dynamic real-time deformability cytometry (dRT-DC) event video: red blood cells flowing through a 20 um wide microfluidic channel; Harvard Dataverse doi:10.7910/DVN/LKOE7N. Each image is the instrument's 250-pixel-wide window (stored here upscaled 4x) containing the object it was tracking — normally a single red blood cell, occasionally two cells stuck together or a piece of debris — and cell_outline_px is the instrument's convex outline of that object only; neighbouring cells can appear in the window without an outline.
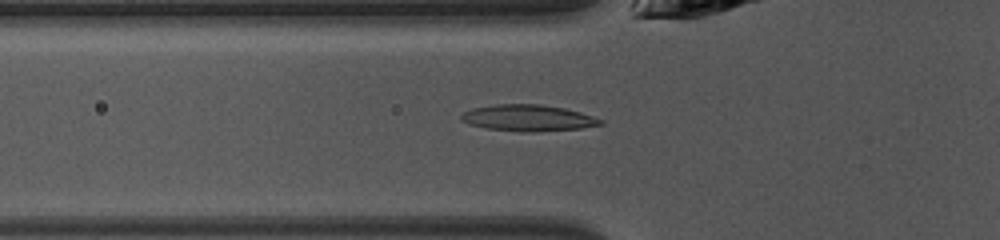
{"species": "common noctule bat (a hibernating species)", "species_latin": "Nyctalus noctula", "temperature_condition": "warm", "stored_images_in_passage": 48, "camera_frame_rate_fps": 3000, "um_per_image_px": 0.085, "animal": {"sex": "female", "body_mass_g": 10.0, "forearm_length_mm": 53.1}, "frame": {"image": 1, "passage_image": 16, "time_ms": 5.0, "image_size_px": [1000, 240], "cell_outline_px": [[604, 124], [580, 128], [536, 132], [520, 132], [488, 128], [468, 124], [460, 120], [460, 116], [464, 112], [472, 108], [496, 104], [540, 104], [564, 108], [580, 112], [604, 120]], "centroid_in_image_um": [44.88, 10.03], "position_along_channel_um": 80.9, "area_um2": 21.44}}
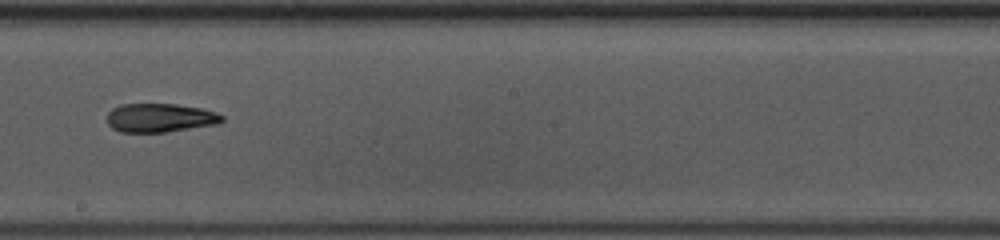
{"frame": {"image": 2, "passage_image": 27, "time_ms": 8.667, "image_size_px": [1000, 240], "cell_outline_px": [[224, 120], [216, 124], [168, 132], [120, 132], [112, 128], [108, 124], [108, 112], [112, 108], [120, 104], [176, 104], [200, 108], [216, 112], [224, 116]], "centroid_in_image_um": [13.59, 10.01], "position_along_channel_um": 234.6, "area_um2": 19.31}}
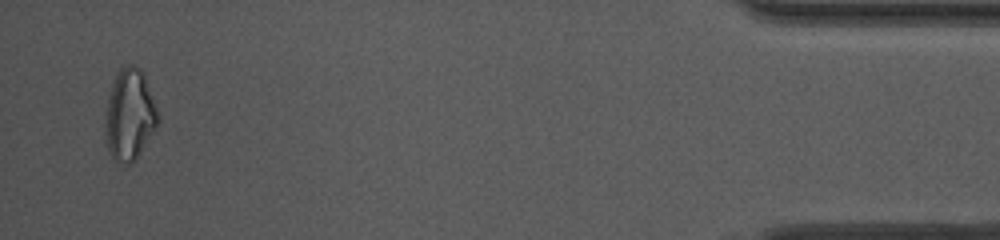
{"frame": {"image": 3, "passage_image": 46, "time_ms": 15.0, "image_size_px": [1000, 240], "cell_outline_px": [[160, 116], [156, 124], [136, 160], [132, 164], [128, 164], [112, 160], [108, 152], [104, 132], [108, 96], [112, 84], [120, 68], [124, 64], [132, 64], [140, 68], [144, 72]], "centroid_in_image_um": [11.0, 9.75], "position_along_channel_um": 424.2, "area_um2": 28.15}}